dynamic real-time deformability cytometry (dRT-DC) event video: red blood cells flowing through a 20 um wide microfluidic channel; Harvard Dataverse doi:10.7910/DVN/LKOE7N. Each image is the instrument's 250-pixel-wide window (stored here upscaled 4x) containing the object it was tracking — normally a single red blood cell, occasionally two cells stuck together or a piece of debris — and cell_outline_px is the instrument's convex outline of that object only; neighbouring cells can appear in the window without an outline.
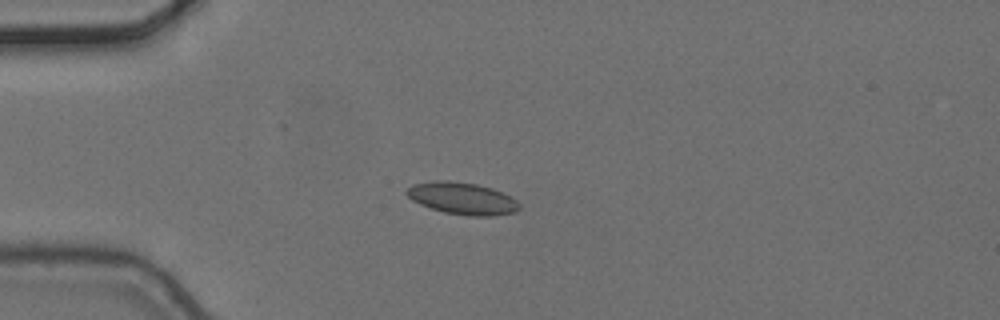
{"species": "common noctule bat (a hibernating species)", "species_latin": "Nyctalus noctula", "temperature_condition": "cold", "stored_images_in_passage": 5, "camera_frame_rate_fps": 3000, "um_per_image_px": 0.085, "animal": {"sex": "female", "body_mass_g": 24.6, "forearm_length_mm": 56.2}, "frame": {"image": 1, "passage_image": 5, "time_ms": 1.333, "image_size_px": [1000, 320], "cell_outline_px": [[520, 208], [516, 212], [492, 216], [468, 216], [444, 212], [420, 204], [412, 200], [404, 192], [412, 184], [436, 180], [448, 180], [476, 184], [492, 188], [516, 200], [520, 204]], "centroid_in_image_um": [39.28, 16.86], "position_along_channel_um": 45.7, "area_um2": 20.98}}